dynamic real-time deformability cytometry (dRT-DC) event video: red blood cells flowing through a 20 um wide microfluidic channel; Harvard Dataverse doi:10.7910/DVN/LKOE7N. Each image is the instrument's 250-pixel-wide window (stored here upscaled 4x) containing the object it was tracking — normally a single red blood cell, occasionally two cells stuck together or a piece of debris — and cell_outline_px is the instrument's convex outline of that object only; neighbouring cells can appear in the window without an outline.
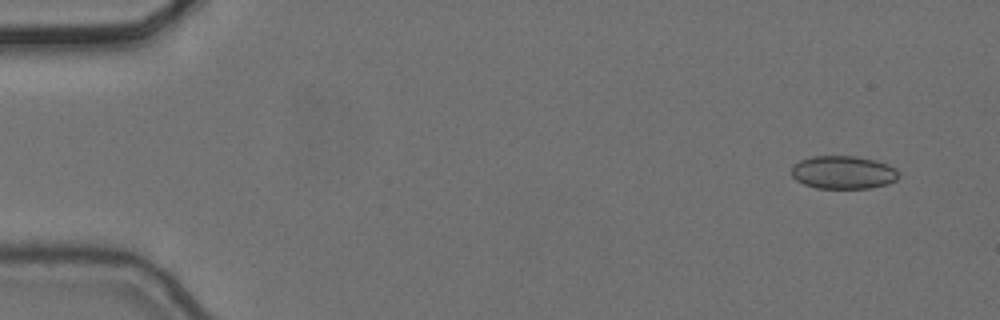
{"species": "common noctule bat (a hibernating species)", "species_latin": "Nyctalus noctula", "temperature_condition": "cold", "stored_images_in_passage": 6, "camera_frame_rate_fps": 3000, "um_per_image_px": 0.085, "animal": {"sex": "female", "body_mass_g": 24.6, "forearm_length_mm": 56.2}, "frame": {"image": 1, "passage_image": 2, "time_ms": 0.333, "image_size_px": [1000, 320], "cell_outline_px": [[900, 176], [896, 180], [888, 184], [872, 188], [816, 188], [804, 184], [796, 180], [792, 176], [792, 164], [800, 160], [812, 156], [856, 156], [888, 164], [896, 168], [900, 172]], "centroid_in_image_um": [71.69, 14.65], "position_along_channel_um": 13.3, "area_um2": 20.87}}
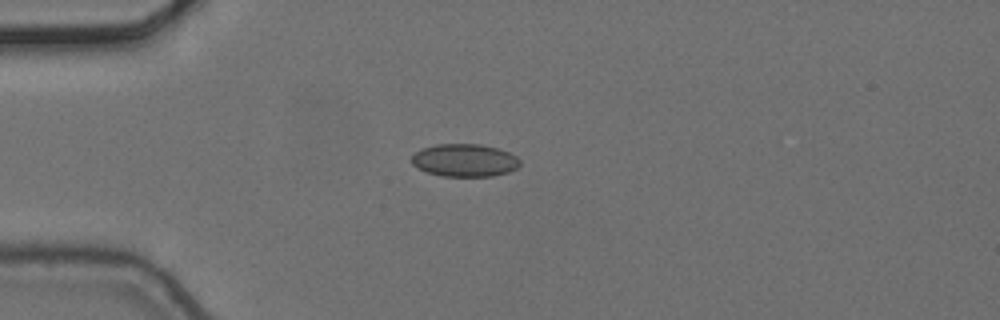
{"frame": {"image": 2, "passage_image": 5, "time_ms": 1.333, "image_size_px": [1000, 320], "cell_outline_px": [[520, 164], [516, 168], [508, 172], [492, 176], [444, 176], [428, 172], [412, 164], [412, 156], [420, 148], [436, 144], [480, 144], [496, 148], [508, 152], [516, 156], [520, 160]], "centroid_in_image_um": [39.49, 13.62], "position_along_channel_um": 45.5, "area_um2": 20.52}}